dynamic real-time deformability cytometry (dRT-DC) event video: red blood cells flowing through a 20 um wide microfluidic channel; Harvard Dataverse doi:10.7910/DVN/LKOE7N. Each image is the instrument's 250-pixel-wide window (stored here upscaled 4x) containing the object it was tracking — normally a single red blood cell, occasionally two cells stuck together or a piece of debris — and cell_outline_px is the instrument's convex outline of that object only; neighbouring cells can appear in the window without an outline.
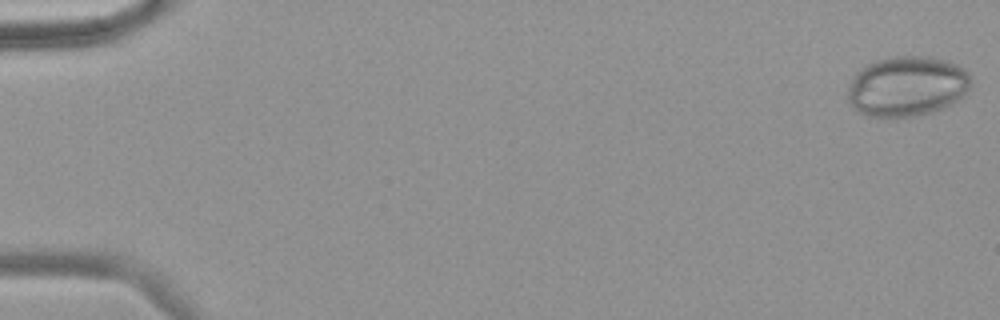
{"species": "common noctule bat (a hibernating species)", "species_latin": "Nyctalus noctula", "temperature_condition": "warm", "stored_images_in_passage": 58, "camera_frame_rate_fps": 3000, "um_per_image_px": 0.085, "animal": {"sex": "female", "body_mass_g": 18.4}, "frame": {"image": 1, "passage_image": 1, "time_ms": 0.0, "image_size_px": [1000, 320], "cell_outline_px": [[972, 84], [964, 96], [944, 108], [932, 112], [912, 116], [868, 116], [856, 112], [852, 108], [848, 100], [848, 84], [852, 76], [860, 68], [876, 60], [892, 56], [932, 56], [956, 64], [964, 68], [968, 72]], "centroid_in_image_um": [77.08, 7.32], "position_along_channel_um": 7.9, "area_um2": 43.64}}
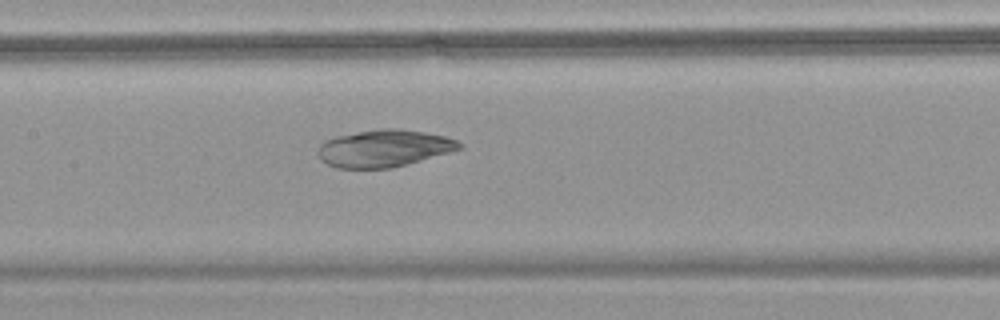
{"frame": {"image": 2, "passage_image": 29, "time_ms": 9.333, "image_size_px": [1000, 320], "cell_outline_px": [[464, 148], [420, 160], [388, 168], [336, 168], [320, 160], [316, 152], [320, 144], [324, 140], [336, 136], [380, 128], [400, 128], [424, 132], [444, 136], [456, 140], [464, 144]], "centroid_in_image_um": [32.61, 12.6], "position_along_channel_um": 174.8, "area_um2": 30.58}}
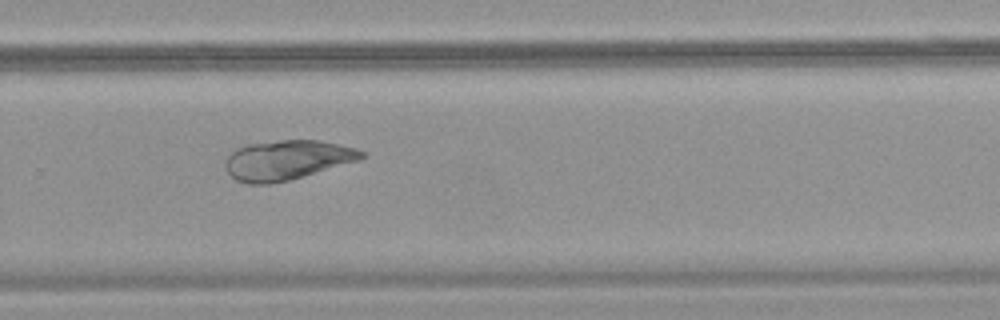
{"frame": {"image": 3, "passage_image": 40, "time_ms": 13.0, "image_size_px": [1000, 320], "cell_outline_px": [[364, 156], [360, 160], [288, 180], [268, 184], [248, 184], [236, 180], [228, 172], [224, 164], [224, 160], [236, 148], [248, 144], [280, 140], [320, 140], [356, 148], [364, 152]], "centroid_in_image_um": [24.37, 13.59], "position_along_channel_um": 305.4, "area_um2": 31.27}}